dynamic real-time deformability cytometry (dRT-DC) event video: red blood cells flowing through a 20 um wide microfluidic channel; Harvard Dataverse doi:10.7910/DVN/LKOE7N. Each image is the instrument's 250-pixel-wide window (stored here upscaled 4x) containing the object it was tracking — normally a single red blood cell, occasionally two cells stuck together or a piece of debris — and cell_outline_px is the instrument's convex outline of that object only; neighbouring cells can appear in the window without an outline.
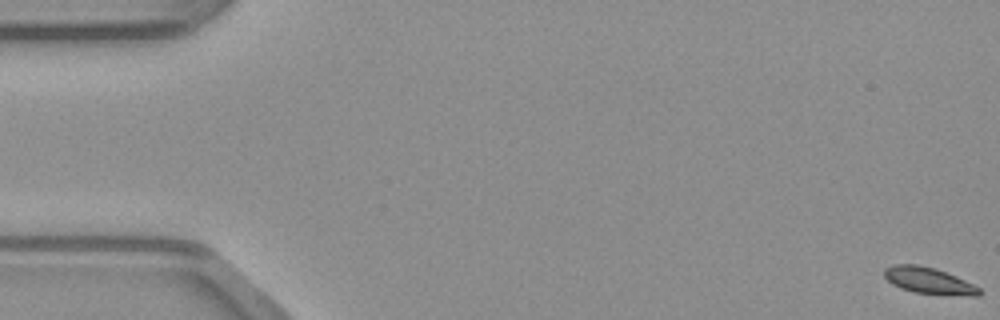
{"species": "common noctule bat (a hibernating species)", "species_latin": "Nyctalus noctula", "temperature_condition": "warm", "stored_images_in_passage": 50, "camera_frame_rate_fps": 3000, "um_per_image_px": 0.085, "animal": {"sex": "male", "body_mass_g": 23.1, "forearm_length_mm": 52.7}, "frame": {"image": 1, "passage_image": 1, "time_ms": 0.0, "image_size_px": [1000, 320], "cell_outline_px": [[984, 292], [980, 296], [968, 296], [916, 292], [900, 288], [892, 284], [884, 276], [884, 268], [892, 264], [916, 264], [936, 268], [956, 276], [980, 288]], "centroid_in_image_um": [78.96, 23.85], "position_along_channel_um": 6.0, "area_um2": 14.68}}
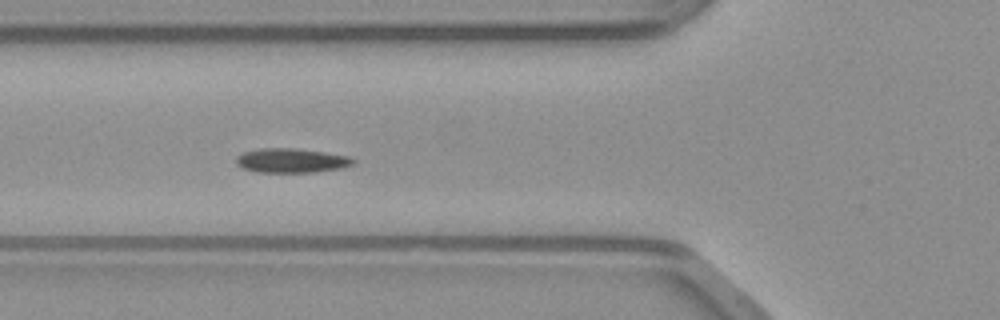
{"frame": {"image": 2, "passage_image": 19, "time_ms": 6.0, "image_size_px": [1000, 320], "cell_outline_px": [[356, 164], [340, 168], [316, 172], [256, 172], [240, 168], [236, 164], [236, 156], [244, 152], [260, 148], [296, 148], [324, 152], [348, 156], [356, 160]], "centroid_in_image_um": [24.75, 13.65], "position_along_channel_um": 101.0, "area_um2": 16.76}}
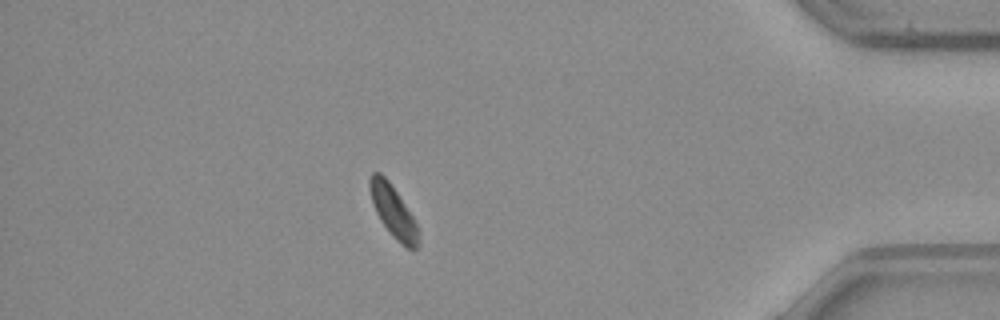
{"frame": {"image": 3, "passage_image": 44, "time_ms": 14.333, "image_size_px": [1000, 320], "cell_outline_px": [[420, 244], [416, 248], [408, 248], [396, 240], [392, 236], [380, 220], [376, 212], [368, 188], [368, 180], [372, 172], [380, 172], [388, 180], [412, 216], [416, 224], [420, 240]], "centroid_in_image_um": [33.4, 17.96], "position_along_channel_um": 401.8, "area_um2": 14.45}}